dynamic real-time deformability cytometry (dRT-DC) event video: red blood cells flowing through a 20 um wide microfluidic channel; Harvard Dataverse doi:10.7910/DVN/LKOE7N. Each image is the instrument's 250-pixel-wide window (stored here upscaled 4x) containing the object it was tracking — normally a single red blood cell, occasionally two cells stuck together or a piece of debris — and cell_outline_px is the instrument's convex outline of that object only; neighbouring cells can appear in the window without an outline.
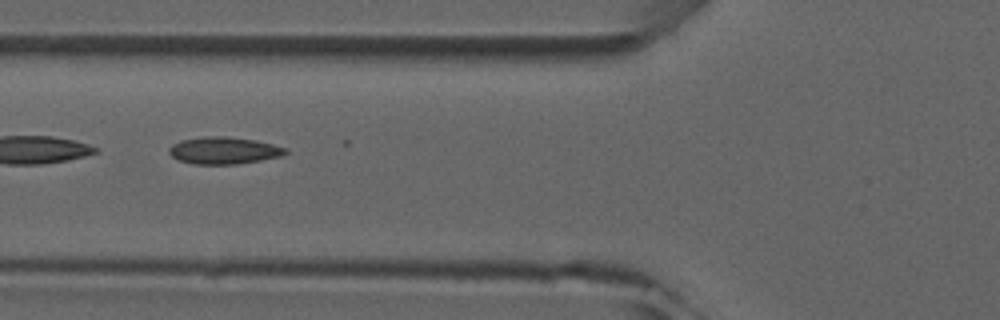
{"species": "common noctule bat (a hibernating species)", "species_latin": "Nyctalus noctula", "temperature_condition": "room temperature", "stored_images_in_passage": 3, "camera_frame_rate_fps": 3000, "um_per_image_px": 0.085, "animal": {"sex": "male", "forearm_length_mm": 52.5}, "frame": {"image": 1, "passage_image": 3, "time_ms": 2.333, "image_size_px": [1000, 320], "cell_outline_px": [[288, 152], [280, 156], [260, 160], [236, 164], [192, 164], [180, 160], [172, 156], [168, 152], [168, 148], [172, 144], [180, 140], [204, 136], [228, 136], [256, 140], [288, 148]], "centroid_in_image_um": [19.01, 12.78], "position_along_channel_um": 106.8, "area_um2": 18.44}}